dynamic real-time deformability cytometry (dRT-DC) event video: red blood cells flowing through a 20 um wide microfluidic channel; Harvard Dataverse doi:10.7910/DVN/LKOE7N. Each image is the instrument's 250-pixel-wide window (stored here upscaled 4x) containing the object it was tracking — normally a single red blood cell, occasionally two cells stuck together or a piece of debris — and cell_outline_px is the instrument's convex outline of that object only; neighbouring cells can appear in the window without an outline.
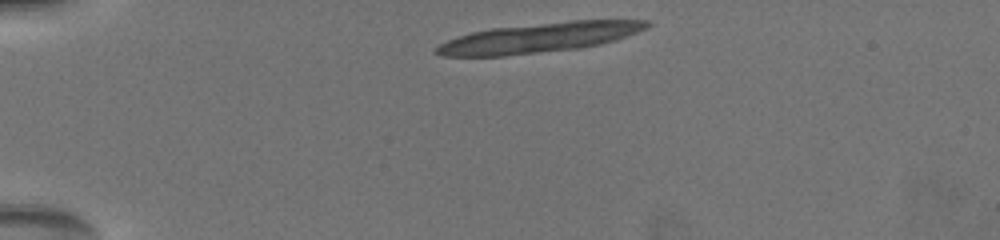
{"species": "common noctule bat (a hibernating species)", "species_latin": "Nyctalus noctula", "temperature_condition": "warm", "stored_images_in_passage": 17, "camera_frame_rate_fps": 3000, "um_per_image_px": 0.085, "animal": {"sex": "female", "body_mass_g": 19.5, "forearm_length_mm": 54.1}, "frame": {"image": 1, "passage_image": 1, "time_ms": 0.0, "image_size_px": [1000, 240], "cell_outline_px": [[652, 24], [636, 32], [600, 44], [580, 48], [504, 56], [440, 56], [432, 52], [440, 44], [448, 40], [472, 32], [492, 28], [572, 20], [648, 20]], "centroid_in_image_um": [45.79, 3.21], "position_along_channel_um": 39.2, "area_um2": 36.07}}
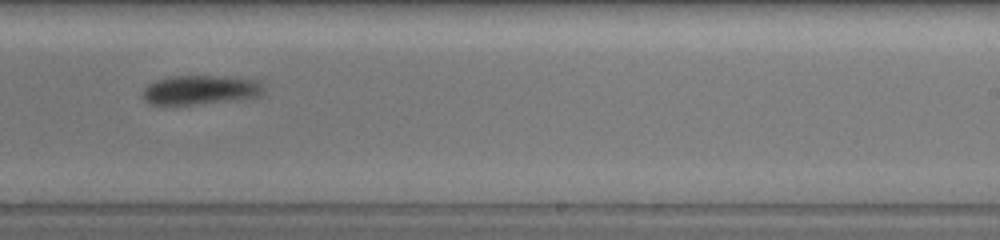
{"frame": {"image": 2, "passage_image": 8, "time_ms": 8.333, "image_size_px": [1000, 240], "cell_outline_px": [[264, 92], [260, 96], [236, 100], [172, 108], [164, 108], [148, 104], [144, 100], [144, 88], [148, 84], [156, 80], [168, 76], [212, 76], [252, 80], [260, 84], [264, 88]], "centroid_in_image_um": [16.9, 7.71], "position_along_channel_um": 272.1, "area_um2": 21.33}}
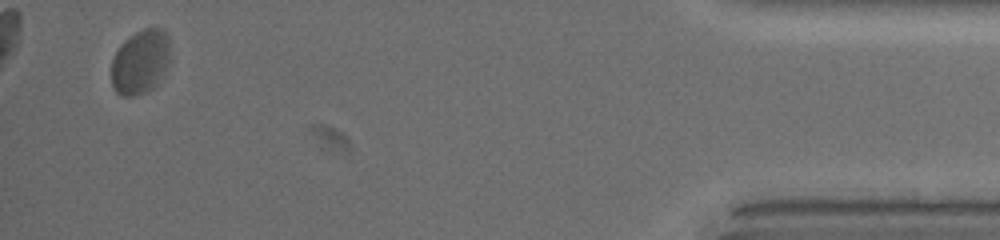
{"frame": {"image": 3, "passage_image": 17, "time_ms": 14.333, "image_size_px": [1000, 240], "cell_outline_px": [[168, 60], [152, 88], [132, 96], [124, 96], [116, 92], [112, 84], [112, 60], [120, 44], [124, 40], [136, 32], [144, 28], [160, 28], [168, 36]], "centroid_in_image_um": [11.87, 5.23], "position_along_channel_um": 423.3, "area_um2": 21.21}, "authors_computed_cell_mechanics": {"area_um2": 20.9236, "velocity_mm_per_s": 3.6558, "shape_relaxation_time_tau1_ms": 8.9233, "shape_relaxation_time_tau2_ms": null, "deformation_change_tau1": 0.1583, "deformation_change_tau2": null}}